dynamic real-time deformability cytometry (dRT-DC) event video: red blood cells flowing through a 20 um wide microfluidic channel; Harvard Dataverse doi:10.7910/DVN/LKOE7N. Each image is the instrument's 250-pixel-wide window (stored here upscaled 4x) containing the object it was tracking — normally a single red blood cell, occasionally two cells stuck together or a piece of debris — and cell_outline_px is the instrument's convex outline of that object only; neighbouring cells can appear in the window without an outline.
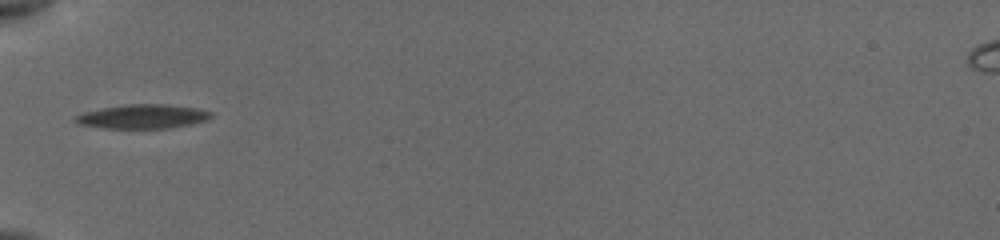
{"species": "common noctule bat (a hibernating species)", "species_latin": "Nyctalus noctula", "temperature_condition": "cold", "stored_images_in_passage": 4, "camera_frame_rate_fps": 3000, "um_per_image_px": 0.085, "animal": {"sex": "female", "body_mass_g": 19.5, "forearm_length_mm": 54.1}, "frame": {"image": 1, "passage_image": 1, "time_ms": 0.0, "image_size_px": [1000, 240], "cell_outline_px": [[212, 116], [204, 120], [172, 128], [104, 128], [80, 124], [72, 120], [72, 116], [84, 112], [104, 108], [128, 104], [160, 104], [196, 108], [212, 112]], "centroid_in_image_um": [12.07, 9.9], "position_along_channel_um": 72.9, "area_um2": 18.79}}
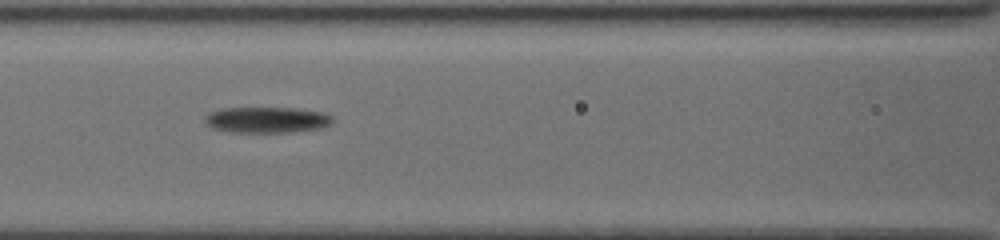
{"frame": {"image": 2, "passage_image": 3, "time_ms": 2.0, "image_size_px": [1000, 240], "cell_outline_px": [[332, 120], [328, 124], [320, 128], [288, 132], [232, 132], [212, 128], [204, 120], [204, 116], [208, 112], [220, 108], [296, 108], [324, 112], [332, 116]], "centroid_in_image_um": [22.63, 10.17], "position_along_channel_um": 144.0, "area_um2": 19.25}}
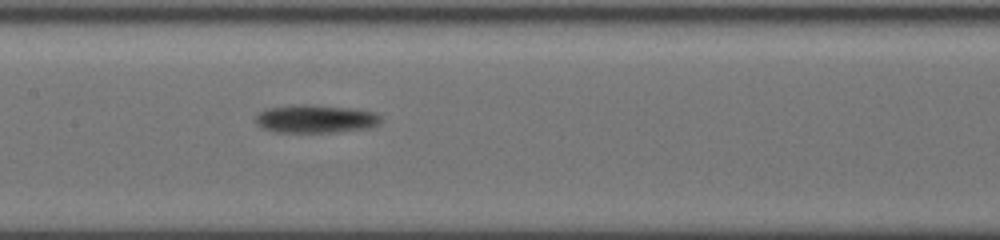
{"frame": {"image": 3, "passage_image": 4, "time_ms": 3.0, "image_size_px": [1000, 240], "cell_outline_px": [[380, 124], [368, 128], [336, 132], [276, 132], [264, 128], [256, 124], [256, 116], [264, 108], [292, 104], [312, 104], [348, 108], [376, 112], [380, 116]], "centroid_in_image_um": [26.8, 10.09], "position_along_channel_um": 180.6, "area_um2": 20.69}}